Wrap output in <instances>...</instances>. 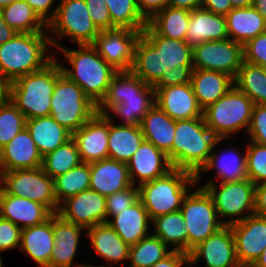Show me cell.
I'll return each mask as SVG.
<instances>
[{
    "mask_svg": "<svg viewBox=\"0 0 266 267\" xmlns=\"http://www.w3.org/2000/svg\"><path fill=\"white\" fill-rule=\"evenodd\" d=\"M181 64H193V48L185 41L158 35L147 24L135 44L131 71L154 86L166 70Z\"/></svg>",
    "mask_w": 266,
    "mask_h": 267,
    "instance_id": "obj_1",
    "label": "cell"
},
{
    "mask_svg": "<svg viewBox=\"0 0 266 267\" xmlns=\"http://www.w3.org/2000/svg\"><path fill=\"white\" fill-rule=\"evenodd\" d=\"M154 104L153 86L132 71H119L111 79L106 96L97 106V113L110 115L113 112L123 120V125L140 126Z\"/></svg>",
    "mask_w": 266,
    "mask_h": 267,
    "instance_id": "obj_2",
    "label": "cell"
},
{
    "mask_svg": "<svg viewBox=\"0 0 266 267\" xmlns=\"http://www.w3.org/2000/svg\"><path fill=\"white\" fill-rule=\"evenodd\" d=\"M59 51L65 55L71 68L61 65L63 74L77 83L85 95L97 106L106 96L109 83L118 72L109 65L92 44L79 45L71 50L59 45Z\"/></svg>",
    "mask_w": 266,
    "mask_h": 267,
    "instance_id": "obj_3",
    "label": "cell"
},
{
    "mask_svg": "<svg viewBox=\"0 0 266 267\" xmlns=\"http://www.w3.org/2000/svg\"><path fill=\"white\" fill-rule=\"evenodd\" d=\"M49 33H16L0 45V72L10 81L43 69L55 57L48 55Z\"/></svg>",
    "mask_w": 266,
    "mask_h": 267,
    "instance_id": "obj_4",
    "label": "cell"
},
{
    "mask_svg": "<svg viewBox=\"0 0 266 267\" xmlns=\"http://www.w3.org/2000/svg\"><path fill=\"white\" fill-rule=\"evenodd\" d=\"M62 73L55 57L43 69L12 81L10 101L26 119L50 116L54 87Z\"/></svg>",
    "mask_w": 266,
    "mask_h": 267,
    "instance_id": "obj_5",
    "label": "cell"
},
{
    "mask_svg": "<svg viewBox=\"0 0 266 267\" xmlns=\"http://www.w3.org/2000/svg\"><path fill=\"white\" fill-rule=\"evenodd\" d=\"M217 139L204 117L176 120L172 167L196 176L208 162Z\"/></svg>",
    "mask_w": 266,
    "mask_h": 267,
    "instance_id": "obj_6",
    "label": "cell"
},
{
    "mask_svg": "<svg viewBox=\"0 0 266 267\" xmlns=\"http://www.w3.org/2000/svg\"><path fill=\"white\" fill-rule=\"evenodd\" d=\"M197 179L192 173L173 168L165 175L138 186L139 199L152 221L154 218L180 211L189 188L196 186Z\"/></svg>",
    "mask_w": 266,
    "mask_h": 267,
    "instance_id": "obj_7",
    "label": "cell"
},
{
    "mask_svg": "<svg viewBox=\"0 0 266 267\" xmlns=\"http://www.w3.org/2000/svg\"><path fill=\"white\" fill-rule=\"evenodd\" d=\"M50 14L47 28L51 46L59 49L58 40L65 36L77 45L93 44L100 30L93 23L85 0H61ZM55 36H57L55 38Z\"/></svg>",
    "mask_w": 266,
    "mask_h": 267,
    "instance_id": "obj_8",
    "label": "cell"
},
{
    "mask_svg": "<svg viewBox=\"0 0 266 267\" xmlns=\"http://www.w3.org/2000/svg\"><path fill=\"white\" fill-rule=\"evenodd\" d=\"M254 105L233 85L223 97L203 110V117L206 126L218 138H228L239 130H248Z\"/></svg>",
    "mask_w": 266,
    "mask_h": 267,
    "instance_id": "obj_9",
    "label": "cell"
},
{
    "mask_svg": "<svg viewBox=\"0 0 266 267\" xmlns=\"http://www.w3.org/2000/svg\"><path fill=\"white\" fill-rule=\"evenodd\" d=\"M96 113L97 105L85 95L77 83L62 73L54 87L50 116L74 133Z\"/></svg>",
    "mask_w": 266,
    "mask_h": 267,
    "instance_id": "obj_10",
    "label": "cell"
},
{
    "mask_svg": "<svg viewBox=\"0 0 266 267\" xmlns=\"http://www.w3.org/2000/svg\"><path fill=\"white\" fill-rule=\"evenodd\" d=\"M180 212L188 233V254L225 225L217 215L212 197L202 187L187 194Z\"/></svg>",
    "mask_w": 266,
    "mask_h": 267,
    "instance_id": "obj_11",
    "label": "cell"
},
{
    "mask_svg": "<svg viewBox=\"0 0 266 267\" xmlns=\"http://www.w3.org/2000/svg\"><path fill=\"white\" fill-rule=\"evenodd\" d=\"M0 185L6 194L30 199L45 205L56 214L59 204L54 194V179L42 167L0 173Z\"/></svg>",
    "mask_w": 266,
    "mask_h": 267,
    "instance_id": "obj_12",
    "label": "cell"
},
{
    "mask_svg": "<svg viewBox=\"0 0 266 267\" xmlns=\"http://www.w3.org/2000/svg\"><path fill=\"white\" fill-rule=\"evenodd\" d=\"M214 182L215 181L210 180L205 183L202 188L212 197L218 217L231 218L225 221V225H231L242 221L248 216L243 215L245 212L246 214L250 212V215L255 213L256 185L250 179L247 178L223 183L219 182V187H217V184Z\"/></svg>",
    "mask_w": 266,
    "mask_h": 267,
    "instance_id": "obj_13",
    "label": "cell"
},
{
    "mask_svg": "<svg viewBox=\"0 0 266 267\" xmlns=\"http://www.w3.org/2000/svg\"><path fill=\"white\" fill-rule=\"evenodd\" d=\"M243 62V45L230 38L206 41L193 48V68L219 71L236 78Z\"/></svg>",
    "mask_w": 266,
    "mask_h": 267,
    "instance_id": "obj_14",
    "label": "cell"
},
{
    "mask_svg": "<svg viewBox=\"0 0 266 267\" xmlns=\"http://www.w3.org/2000/svg\"><path fill=\"white\" fill-rule=\"evenodd\" d=\"M142 31L111 28L100 32L92 44L99 55L115 70L131 71L135 44Z\"/></svg>",
    "mask_w": 266,
    "mask_h": 267,
    "instance_id": "obj_15",
    "label": "cell"
},
{
    "mask_svg": "<svg viewBox=\"0 0 266 267\" xmlns=\"http://www.w3.org/2000/svg\"><path fill=\"white\" fill-rule=\"evenodd\" d=\"M235 239L236 257L241 267H251L266 247V217L248 214L230 225Z\"/></svg>",
    "mask_w": 266,
    "mask_h": 267,
    "instance_id": "obj_16",
    "label": "cell"
},
{
    "mask_svg": "<svg viewBox=\"0 0 266 267\" xmlns=\"http://www.w3.org/2000/svg\"><path fill=\"white\" fill-rule=\"evenodd\" d=\"M57 214L64 220L86 230L106 223V197L94 190H84L59 204Z\"/></svg>",
    "mask_w": 266,
    "mask_h": 267,
    "instance_id": "obj_17",
    "label": "cell"
},
{
    "mask_svg": "<svg viewBox=\"0 0 266 267\" xmlns=\"http://www.w3.org/2000/svg\"><path fill=\"white\" fill-rule=\"evenodd\" d=\"M205 261L206 267H241L236 257V247L230 225H224L189 253L188 266Z\"/></svg>",
    "mask_w": 266,
    "mask_h": 267,
    "instance_id": "obj_18",
    "label": "cell"
},
{
    "mask_svg": "<svg viewBox=\"0 0 266 267\" xmlns=\"http://www.w3.org/2000/svg\"><path fill=\"white\" fill-rule=\"evenodd\" d=\"M109 117L96 113L72 133L82 162L92 163L108 158Z\"/></svg>",
    "mask_w": 266,
    "mask_h": 267,
    "instance_id": "obj_19",
    "label": "cell"
},
{
    "mask_svg": "<svg viewBox=\"0 0 266 267\" xmlns=\"http://www.w3.org/2000/svg\"><path fill=\"white\" fill-rule=\"evenodd\" d=\"M154 90L155 104L175 121L203 117V109L198 104L191 83Z\"/></svg>",
    "mask_w": 266,
    "mask_h": 267,
    "instance_id": "obj_20",
    "label": "cell"
},
{
    "mask_svg": "<svg viewBox=\"0 0 266 267\" xmlns=\"http://www.w3.org/2000/svg\"><path fill=\"white\" fill-rule=\"evenodd\" d=\"M127 167L132 184L135 185L139 181L137 186L161 177L173 169L167 154L146 140L127 162Z\"/></svg>",
    "mask_w": 266,
    "mask_h": 267,
    "instance_id": "obj_21",
    "label": "cell"
},
{
    "mask_svg": "<svg viewBox=\"0 0 266 267\" xmlns=\"http://www.w3.org/2000/svg\"><path fill=\"white\" fill-rule=\"evenodd\" d=\"M42 167V156L25 127L0 149V173Z\"/></svg>",
    "mask_w": 266,
    "mask_h": 267,
    "instance_id": "obj_22",
    "label": "cell"
},
{
    "mask_svg": "<svg viewBox=\"0 0 266 267\" xmlns=\"http://www.w3.org/2000/svg\"><path fill=\"white\" fill-rule=\"evenodd\" d=\"M133 186L127 163L110 158L90 163V187L107 197Z\"/></svg>",
    "mask_w": 266,
    "mask_h": 267,
    "instance_id": "obj_23",
    "label": "cell"
},
{
    "mask_svg": "<svg viewBox=\"0 0 266 267\" xmlns=\"http://www.w3.org/2000/svg\"><path fill=\"white\" fill-rule=\"evenodd\" d=\"M52 215L53 213L39 202L1 191L0 216L15 223L21 229L42 224Z\"/></svg>",
    "mask_w": 266,
    "mask_h": 267,
    "instance_id": "obj_24",
    "label": "cell"
},
{
    "mask_svg": "<svg viewBox=\"0 0 266 267\" xmlns=\"http://www.w3.org/2000/svg\"><path fill=\"white\" fill-rule=\"evenodd\" d=\"M226 17L204 8L190 13L189 28L185 42L192 48L206 41L228 39Z\"/></svg>",
    "mask_w": 266,
    "mask_h": 267,
    "instance_id": "obj_25",
    "label": "cell"
},
{
    "mask_svg": "<svg viewBox=\"0 0 266 267\" xmlns=\"http://www.w3.org/2000/svg\"><path fill=\"white\" fill-rule=\"evenodd\" d=\"M85 228L53 214L54 248L49 267H71L75 257L80 233Z\"/></svg>",
    "mask_w": 266,
    "mask_h": 267,
    "instance_id": "obj_26",
    "label": "cell"
},
{
    "mask_svg": "<svg viewBox=\"0 0 266 267\" xmlns=\"http://www.w3.org/2000/svg\"><path fill=\"white\" fill-rule=\"evenodd\" d=\"M111 218L113 221L108 220L107 223L129 246L136 244L141 239L146 238L147 234H150L148 228L152 221L140 199Z\"/></svg>",
    "mask_w": 266,
    "mask_h": 267,
    "instance_id": "obj_27",
    "label": "cell"
},
{
    "mask_svg": "<svg viewBox=\"0 0 266 267\" xmlns=\"http://www.w3.org/2000/svg\"><path fill=\"white\" fill-rule=\"evenodd\" d=\"M53 215L44 223L22 229L20 250L39 267H49L54 248Z\"/></svg>",
    "mask_w": 266,
    "mask_h": 267,
    "instance_id": "obj_28",
    "label": "cell"
},
{
    "mask_svg": "<svg viewBox=\"0 0 266 267\" xmlns=\"http://www.w3.org/2000/svg\"><path fill=\"white\" fill-rule=\"evenodd\" d=\"M176 121L154 104L144 116L140 127L144 139L165 152L172 164V144Z\"/></svg>",
    "mask_w": 266,
    "mask_h": 267,
    "instance_id": "obj_29",
    "label": "cell"
},
{
    "mask_svg": "<svg viewBox=\"0 0 266 267\" xmlns=\"http://www.w3.org/2000/svg\"><path fill=\"white\" fill-rule=\"evenodd\" d=\"M191 85L198 104L204 110L230 90L234 85V79L223 72L194 69Z\"/></svg>",
    "mask_w": 266,
    "mask_h": 267,
    "instance_id": "obj_30",
    "label": "cell"
},
{
    "mask_svg": "<svg viewBox=\"0 0 266 267\" xmlns=\"http://www.w3.org/2000/svg\"><path fill=\"white\" fill-rule=\"evenodd\" d=\"M86 231L92 248L109 264L120 263L122 260L129 259L130 246L107 222L97 224Z\"/></svg>",
    "mask_w": 266,
    "mask_h": 267,
    "instance_id": "obj_31",
    "label": "cell"
},
{
    "mask_svg": "<svg viewBox=\"0 0 266 267\" xmlns=\"http://www.w3.org/2000/svg\"><path fill=\"white\" fill-rule=\"evenodd\" d=\"M225 17L228 37L242 45L266 32V20L253 6L233 8Z\"/></svg>",
    "mask_w": 266,
    "mask_h": 267,
    "instance_id": "obj_32",
    "label": "cell"
},
{
    "mask_svg": "<svg viewBox=\"0 0 266 267\" xmlns=\"http://www.w3.org/2000/svg\"><path fill=\"white\" fill-rule=\"evenodd\" d=\"M26 128L42 157L72 138V133L58 124L51 116L27 119Z\"/></svg>",
    "mask_w": 266,
    "mask_h": 267,
    "instance_id": "obj_33",
    "label": "cell"
},
{
    "mask_svg": "<svg viewBox=\"0 0 266 267\" xmlns=\"http://www.w3.org/2000/svg\"><path fill=\"white\" fill-rule=\"evenodd\" d=\"M109 117L108 158L127 163L145 140L140 126L116 125Z\"/></svg>",
    "mask_w": 266,
    "mask_h": 267,
    "instance_id": "obj_34",
    "label": "cell"
},
{
    "mask_svg": "<svg viewBox=\"0 0 266 267\" xmlns=\"http://www.w3.org/2000/svg\"><path fill=\"white\" fill-rule=\"evenodd\" d=\"M225 138H218L216 143L214 144L213 151L209 157L208 162L202 168V170L196 175L197 182L200 180L201 172L208 171L210 169H214L216 172V178H220L219 182H231V181H239L242 179H247L246 173V154L244 156L240 154L237 150H228V152H222V154L216 155L214 152V148L218 143H220Z\"/></svg>",
    "mask_w": 266,
    "mask_h": 267,
    "instance_id": "obj_35",
    "label": "cell"
},
{
    "mask_svg": "<svg viewBox=\"0 0 266 267\" xmlns=\"http://www.w3.org/2000/svg\"><path fill=\"white\" fill-rule=\"evenodd\" d=\"M191 11L167 6L149 20L148 25L158 34L167 38L185 41L189 28Z\"/></svg>",
    "mask_w": 266,
    "mask_h": 267,
    "instance_id": "obj_36",
    "label": "cell"
},
{
    "mask_svg": "<svg viewBox=\"0 0 266 267\" xmlns=\"http://www.w3.org/2000/svg\"><path fill=\"white\" fill-rule=\"evenodd\" d=\"M154 236L160 238L168 247L174 245L172 250L188 254V233L183 215L180 211L158 216L152 220Z\"/></svg>",
    "mask_w": 266,
    "mask_h": 267,
    "instance_id": "obj_37",
    "label": "cell"
},
{
    "mask_svg": "<svg viewBox=\"0 0 266 267\" xmlns=\"http://www.w3.org/2000/svg\"><path fill=\"white\" fill-rule=\"evenodd\" d=\"M4 21L17 33L47 32V24L24 0H18L1 9ZM46 30V31H45Z\"/></svg>",
    "mask_w": 266,
    "mask_h": 267,
    "instance_id": "obj_38",
    "label": "cell"
},
{
    "mask_svg": "<svg viewBox=\"0 0 266 267\" xmlns=\"http://www.w3.org/2000/svg\"><path fill=\"white\" fill-rule=\"evenodd\" d=\"M234 85L255 105L266 104V70L262 66L242 62Z\"/></svg>",
    "mask_w": 266,
    "mask_h": 267,
    "instance_id": "obj_39",
    "label": "cell"
},
{
    "mask_svg": "<svg viewBox=\"0 0 266 267\" xmlns=\"http://www.w3.org/2000/svg\"><path fill=\"white\" fill-rule=\"evenodd\" d=\"M90 187V163L81 162L68 172L54 179V194L60 204L66 198L88 190Z\"/></svg>",
    "mask_w": 266,
    "mask_h": 267,
    "instance_id": "obj_40",
    "label": "cell"
},
{
    "mask_svg": "<svg viewBox=\"0 0 266 267\" xmlns=\"http://www.w3.org/2000/svg\"><path fill=\"white\" fill-rule=\"evenodd\" d=\"M81 162L76 143L71 138L65 144L42 157V169L51 178L55 179Z\"/></svg>",
    "mask_w": 266,
    "mask_h": 267,
    "instance_id": "obj_41",
    "label": "cell"
},
{
    "mask_svg": "<svg viewBox=\"0 0 266 267\" xmlns=\"http://www.w3.org/2000/svg\"><path fill=\"white\" fill-rule=\"evenodd\" d=\"M114 27L143 31L148 20L139 11L136 0H104Z\"/></svg>",
    "mask_w": 266,
    "mask_h": 267,
    "instance_id": "obj_42",
    "label": "cell"
},
{
    "mask_svg": "<svg viewBox=\"0 0 266 267\" xmlns=\"http://www.w3.org/2000/svg\"><path fill=\"white\" fill-rule=\"evenodd\" d=\"M158 237L152 235L141 239L130 246L129 261L130 267H152L158 261L167 256L171 250Z\"/></svg>",
    "mask_w": 266,
    "mask_h": 267,
    "instance_id": "obj_43",
    "label": "cell"
},
{
    "mask_svg": "<svg viewBox=\"0 0 266 267\" xmlns=\"http://www.w3.org/2000/svg\"><path fill=\"white\" fill-rule=\"evenodd\" d=\"M26 120L11 101L0 106V149L26 127Z\"/></svg>",
    "mask_w": 266,
    "mask_h": 267,
    "instance_id": "obj_44",
    "label": "cell"
},
{
    "mask_svg": "<svg viewBox=\"0 0 266 267\" xmlns=\"http://www.w3.org/2000/svg\"><path fill=\"white\" fill-rule=\"evenodd\" d=\"M246 173L255 185L266 182V145L249 142L246 146Z\"/></svg>",
    "mask_w": 266,
    "mask_h": 267,
    "instance_id": "obj_45",
    "label": "cell"
},
{
    "mask_svg": "<svg viewBox=\"0 0 266 267\" xmlns=\"http://www.w3.org/2000/svg\"><path fill=\"white\" fill-rule=\"evenodd\" d=\"M139 199L138 186H131L106 197V222L110 217L130 207Z\"/></svg>",
    "mask_w": 266,
    "mask_h": 267,
    "instance_id": "obj_46",
    "label": "cell"
},
{
    "mask_svg": "<svg viewBox=\"0 0 266 267\" xmlns=\"http://www.w3.org/2000/svg\"><path fill=\"white\" fill-rule=\"evenodd\" d=\"M243 61L266 67V32L257 35L243 45Z\"/></svg>",
    "mask_w": 266,
    "mask_h": 267,
    "instance_id": "obj_47",
    "label": "cell"
},
{
    "mask_svg": "<svg viewBox=\"0 0 266 267\" xmlns=\"http://www.w3.org/2000/svg\"><path fill=\"white\" fill-rule=\"evenodd\" d=\"M247 134L252 142L266 145V104L254 105Z\"/></svg>",
    "mask_w": 266,
    "mask_h": 267,
    "instance_id": "obj_48",
    "label": "cell"
},
{
    "mask_svg": "<svg viewBox=\"0 0 266 267\" xmlns=\"http://www.w3.org/2000/svg\"><path fill=\"white\" fill-rule=\"evenodd\" d=\"M193 70V64H181L171 70H166L153 88L191 83Z\"/></svg>",
    "mask_w": 266,
    "mask_h": 267,
    "instance_id": "obj_49",
    "label": "cell"
},
{
    "mask_svg": "<svg viewBox=\"0 0 266 267\" xmlns=\"http://www.w3.org/2000/svg\"><path fill=\"white\" fill-rule=\"evenodd\" d=\"M22 229L0 216V252L20 246Z\"/></svg>",
    "mask_w": 266,
    "mask_h": 267,
    "instance_id": "obj_50",
    "label": "cell"
},
{
    "mask_svg": "<svg viewBox=\"0 0 266 267\" xmlns=\"http://www.w3.org/2000/svg\"><path fill=\"white\" fill-rule=\"evenodd\" d=\"M85 3L93 23L100 31L115 28L104 0H85Z\"/></svg>",
    "mask_w": 266,
    "mask_h": 267,
    "instance_id": "obj_51",
    "label": "cell"
},
{
    "mask_svg": "<svg viewBox=\"0 0 266 267\" xmlns=\"http://www.w3.org/2000/svg\"><path fill=\"white\" fill-rule=\"evenodd\" d=\"M136 2L139 11L147 20L168 6V0H136Z\"/></svg>",
    "mask_w": 266,
    "mask_h": 267,
    "instance_id": "obj_52",
    "label": "cell"
},
{
    "mask_svg": "<svg viewBox=\"0 0 266 267\" xmlns=\"http://www.w3.org/2000/svg\"><path fill=\"white\" fill-rule=\"evenodd\" d=\"M189 260V254L171 250V252L163 259L158 261L152 267H182L187 264Z\"/></svg>",
    "mask_w": 266,
    "mask_h": 267,
    "instance_id": "obj_53",
    "label": "cell"
},
{
    "mask_svg": "<svg viewBox=\"0 0 266 267\" xmlns=\"http://www.w3.org/2000/svg\"><path fill=\"white\" fill-rule=\"evenodd\" d=\"M201 7L223 16L233 9L231 0H201Z\"/></svg>",
    "mask_w": 266,
    "mask_h": 267,
    "instance_id": "obj_54",
    "label": "cell"
},
{
    "mask_svg": "<svg viewBox=\"0 0 266 267\" xmlns=\"http://www.w3.org/2000/svg\"><path fill=\"white\" fill-rule=\"evenodd\" d=\"M38 14V16L48 24L50 22L49 12L55 0H24Z\"/></svg>",
    "mask_w": 266,
    "mask_h": 267,
    "instance_id": "obj_55",
    "label": "cell"
},
{
    "mask_svg": "<svg viewBox=\"0 0 266 267\" xmlns=\"http://www.w3.org/2000/svg\"><path fill=\"white\" fill-rule=\"evenodd\" d=\"M255 213L266 217V182L256 184Z\"/></svg>",
    "mask_w": 266,
    "mask_h": 267,
    "instance_id": "obj_56",
    "label": "cell"
},
{
    "mask_svg": "<svg viewBox=\"0 0 266 267\" xmlns=\"http://www.w3.org/2000/svg\"><path fill=\"white\" fill-rule=\"evenodd\" d=\"M168 6L193 11L201 8V0H168Z\"/></svg>",
    "mask_w": 266,
    "mask_h": 267,
    "instance_id": "obj_57",
    "label": "cell"
},
{
    "mask_svg": "<svg viewBox=\"0 0 266 267\" xmlns=\"http://www.w3.org/2000/svg\"><path fill=\"white\" fill-rule=\"evenodd\" d=\"M11 82L0 72V106L10 101Z\"/></svg>",
    "mask_w": 266,
    "mask_h": 267,
    "instance_id": "obj_58",
    "label": "cell"
},
{
    "mask_svg": "<svg viewBox=\"0 0 266 267\" xmlns=\"http://www.w3.org/2000/svg\"><path fill=\"white\" fill-rule=\"evenodd\" d=\"M17 32L4 21L0 10V45L10 40Z\"/></svg>",
    "mask_w": 266,
    "mask_h": 267,
    "instance_id": "obj_59",
    "label": "cell"
},
{
    "mask_svg": "<svg viewBox=\"0 0 266 267\" xmlns=\"http://www.w3.org/2000/svg\"><path fill=\"white\" fill-rule=\"evenodd\" d=\"M252 6L262 15L266 20V0H253Z\"/></svg>",
    "mask_w": 266,
    "mask_h": 267,
    "instance_id": "obj_60",
    "label": "cell"
},
{
    "mask_svg": "<svg viewBox=\"0 0 266 267\" xmlns=\"http://www.w3.org/2000/svg\"><path fill=\"white\" fill-rule=\"evenodd\" d=\"M253 0H231L233 8H246L252 6Z\"/></svg>",
    "mask_w": 266,
    "mask_h": 267,
    "instance_id": "obj_61",
    "label": "cell"
},
{
    "mask_svg": "<svg viewBox=\"0 0 266 267\" xmlns=\"http://www.w3.org/2000/svg\"><path fill=\"white\" fill-rule=\"evenodd\" d=\"M251 267H266V247Z\"/></svg>",
    "mask_w": 266,
    "mask_h": 267,
    "instance_id": "obj_62",
    "label": "cell"
},
{
    "mask_svg": "<svg viewBox=\"0 0 266 267\" xmlns=\"http://www.w3.org/2000/svg\"><path fill=\"white\" fill-rule=\"evenodd\" d=\"M18 0H0V10Z\"/></svg>",
    "mask_w": 266,
    "mask_h": 267,
    "instance_id": "obj_63",
    "label": "cell"
},
{
    "mask_svg": "<svg viewBox=\"0 0 266 267\" xmlns=\"http://www.w3.org/2000/svg\"><path fill=\"white\" fill-rule=\"evenodd\" d=\"M76 267H110V266H106V265L93 266V265H87V264H77Z\"/></svg>",
    "mask_w": 266,
    "mask_h": 267,
    "instance_id": "obj_64",
    "label": "cell"
},
{
    "mask_svg": "<svg viewBox=\"0 0 266 267\" xmlns=\"http://www.w3.org/2000/svg\"><path fill=\"white\" fill-rule=\"evenodd\" d=\"M3 261H2V258H1V252H0V267H3Z\"/></svg>",
    "mask_w": 266,
    "mask_h": 267,
    "instance_id": "obj_65",
    "label": "cell"
},
{
    "mask_svg": "<svg viewBox=\"0 0 266 267\" xmlns=\"http://www.w3.org/2000/svg\"><path fill=\"white\" fill-rule=\"evenodd\" d=\"M1 191H2V188H1V185H0V198H1Z\"/></svg>",
    "mask_w": 266,
    "mask_h": 267,
    "instance_id": "obj_66",
    "label": "cell"
}]
</instances>
